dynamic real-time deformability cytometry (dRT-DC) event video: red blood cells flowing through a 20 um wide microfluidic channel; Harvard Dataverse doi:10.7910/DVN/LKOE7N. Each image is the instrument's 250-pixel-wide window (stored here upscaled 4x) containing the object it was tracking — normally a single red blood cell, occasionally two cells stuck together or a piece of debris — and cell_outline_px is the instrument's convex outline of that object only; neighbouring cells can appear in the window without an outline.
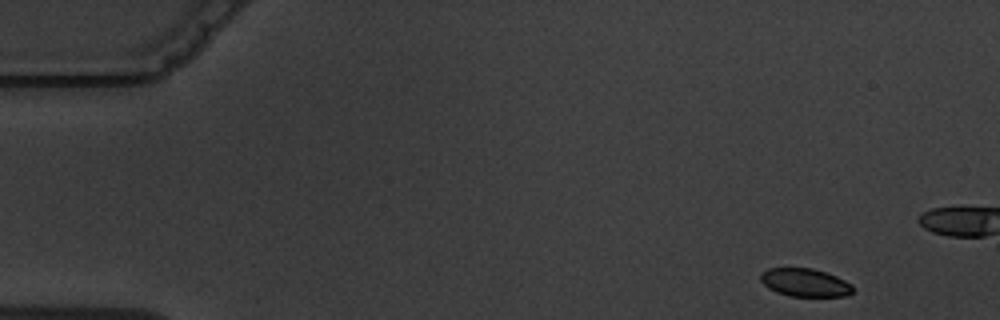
{"species": "common noctule bat (a hibernating species)", "species_latin": "Nyctalus noctula", "temperature_condition": "warm", "stored_images_in_passage": 12, "camera_frame_rate_fps": 3000, "um_per_image_px": 0.085, "animal": {"sex": "male", "body_mass_g": 19.5, "forearm_length_mm": 54.6}, "frame": {"image": 1, "passage_image": 1, "time_ms": 0.0, "image_size_px": [1000, 320], "cell_outline_px": [[852, 292], [848, 296], [788, 296], [776, 292], [768, 288], [760, 280], [760, 276], [768, 268], [812, 268], [836, 276], [852, 284]], "centroid_in_image_um": [68.42, 24.02], "position_along_channel_um": 16.6, "area_um2": 15.03}}